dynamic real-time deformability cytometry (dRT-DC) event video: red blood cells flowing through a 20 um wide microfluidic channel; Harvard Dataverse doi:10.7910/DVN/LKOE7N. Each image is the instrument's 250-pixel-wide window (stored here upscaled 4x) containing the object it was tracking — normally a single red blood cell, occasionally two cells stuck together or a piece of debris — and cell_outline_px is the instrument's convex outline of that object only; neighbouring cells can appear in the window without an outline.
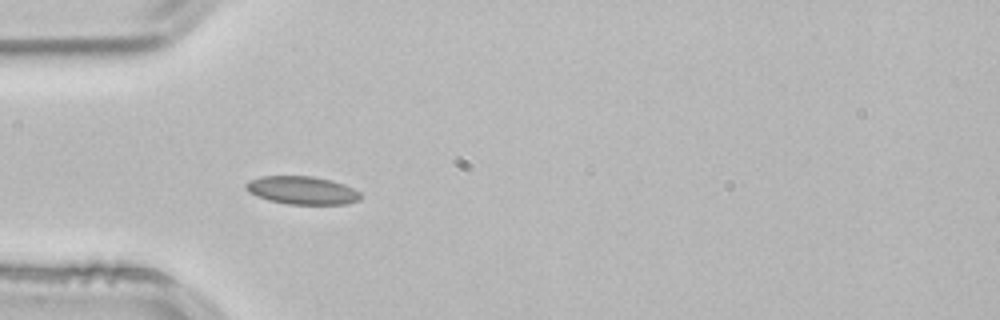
{"species": "common noctule bat (a hibernating species)", "species_latin": "Nyctalus noctula", "temperature_condition": "room temperature", "stored_images_in_passage": 53, "camera_frame_rate_fps": 3000, "um_per_image_px": 0.085, "animal": {"sex": "male", "body_mass_g": 21.5, "forearm_length_mm": 52.0}, "frame": {"image": 1, "passage_image": 16, "time_ms": 5.0, "image_size_px": [1000, 320], "cell_outline_px": [[360, 200], [344, 204], [288, 204], [268, 200], [256, 196], [248, 192], [244, 188], [244, 184], [252, 180], [264, 176], [312, 176], [332, 180], [344, 184], [360, 192]], "centroid_in_image_um": [25.67, 16.18], "position_along_channel_um": 59.3, "area_um2": 18.73}, "authors_computed_cell_mechanics": {"area_um2": 18.0914, "velocity_mm_per_s": 3.8065, "shape_relaxation_time_tau1_ms": 6.8367, "shape_relaxation_time_tau2_ms": 3.5328, "deformation_change_tau1": 0.0903, "deformation_change_tau2": 0.0568}}